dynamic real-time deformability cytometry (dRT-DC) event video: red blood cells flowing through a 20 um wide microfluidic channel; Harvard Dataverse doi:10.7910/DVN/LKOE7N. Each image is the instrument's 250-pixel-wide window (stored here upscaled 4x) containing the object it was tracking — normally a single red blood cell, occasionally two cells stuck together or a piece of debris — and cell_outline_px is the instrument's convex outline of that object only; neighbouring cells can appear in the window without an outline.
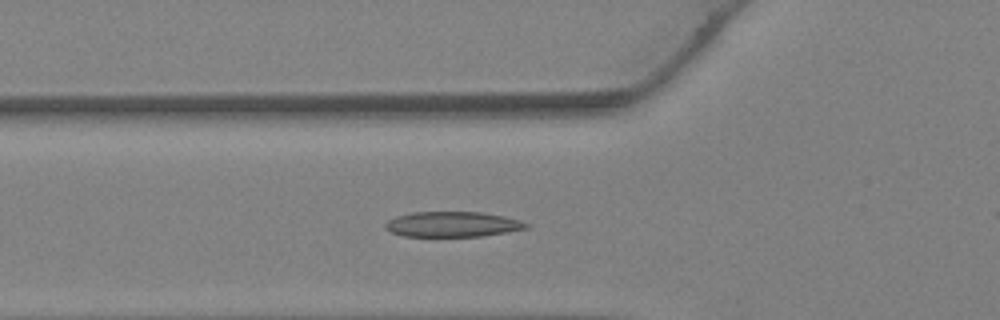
{"species": "Egyptian fruit bat (a non-hibernating species)", "species_latin": "Rousettus aegyptiacus", "temperature_condition": "warm", "stored_images_in_passage": 34, "camera_frame_rate_fps": 3000, "um_per_image_px": 0.085, "animal": {"sex": "female"}, "frame": {"image": 1, "passage_image": 12, "time_ms": 3.667, "image_size_px": [1000, 320], "cell_outline_px": [[528, 228], [480, 236], [404, 236], [392, 232], [384, 228], [384, 224], [388, 220], [396, 216], [412, 212], [480, 212], [504, 216], [528, 224]], "centroid_in_image_um": [38.39, 19.06], "position_along_channel_um": 87.4, "area_um2": 20.46}}
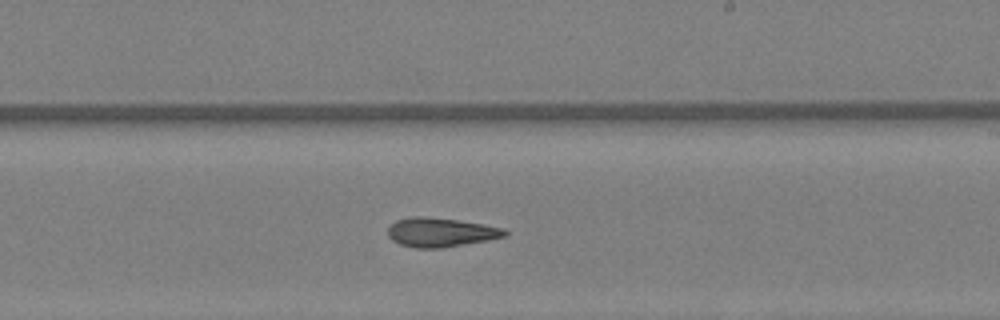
{"frame": {"image": 2, "passage_image": 21, "time_ms": 6.667, "image_size_px": [1000, 320], "cell_outline_px": [[508, 236], [488, 240], [444, 248], [416, 248], [400, 244], [392, 240], [388, 236], [388, 228], [396, 220], [408, 216], [428, 216], [484, 224], [504, 228], [508, 232]], "centroid_in_image_um": [37.47, 19.74], "position_along_channel_um": 251.5, "area_um2": 20.06}}
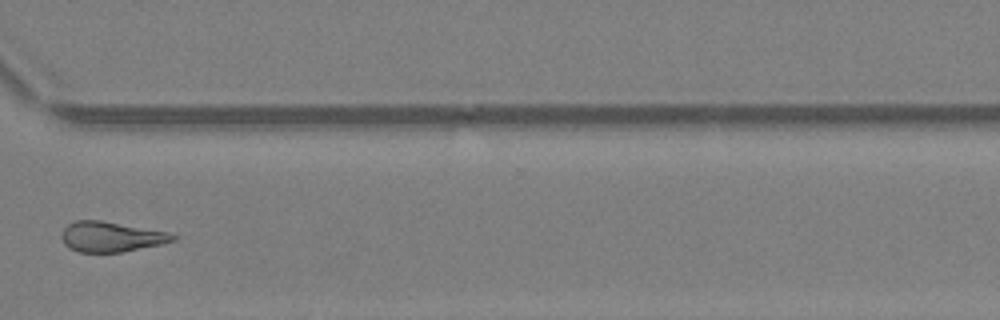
{"frame": {"image": 3, "passage_image": 27, "time_ms": 8.667, "image_size_px": [1000, 320], "cell_outline_px": [[176, 240], [160, 244], [124, 252], [80, 252], [68, 248], [64, 244], [60, 236], [64, 228], [68, 224], [76, 220], [100, 220], [168, 232], [176, 236]], "centroid_in_image_um": [9.41, 20.13], "position_along_channel_um": 361.2, "area_um2": 19.54}}